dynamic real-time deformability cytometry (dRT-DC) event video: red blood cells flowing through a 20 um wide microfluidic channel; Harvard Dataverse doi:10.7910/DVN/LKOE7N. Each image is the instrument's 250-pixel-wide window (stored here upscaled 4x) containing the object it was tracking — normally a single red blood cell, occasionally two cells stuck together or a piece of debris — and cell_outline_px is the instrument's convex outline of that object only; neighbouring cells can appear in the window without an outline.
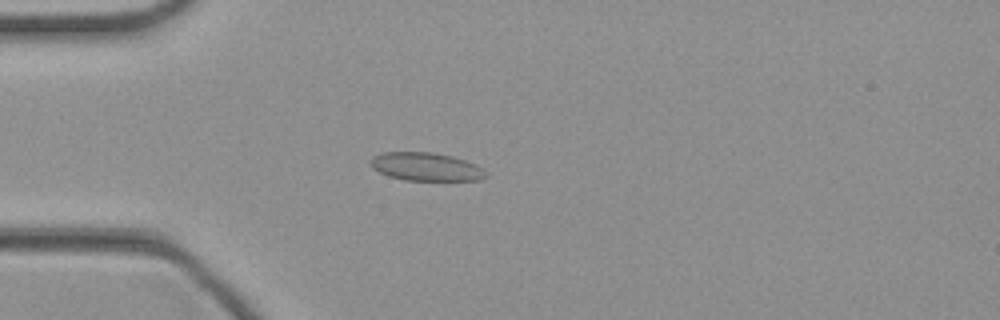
{"species": "common noctule bat (a hibernating species)", "species_latin": "Nyctalus noctula", "temperature_condition": "cold", "stored_images_in_passage": 38, "camera_frame_rate_fps": 3000, "um_per_image_px": 0.085, "animal": {"sex": "female", "body_mass_g": 21.9}, "frame": {"image": 1, "passage_image": 5, "time_ms": 1.333, "image_size_px": [1000, 320], "cell_outline_px": [[488, 176], [480, 180], [404, 180], [388, 176], [372, 168], [368, 160], [372, 156], [380, 152], [432, 152], [452, 156], [476, 164]], "centroid_in_image_um": [36.14, 14.16], "position_along_channel_um": 48.9, "area_um2": 19.02}}
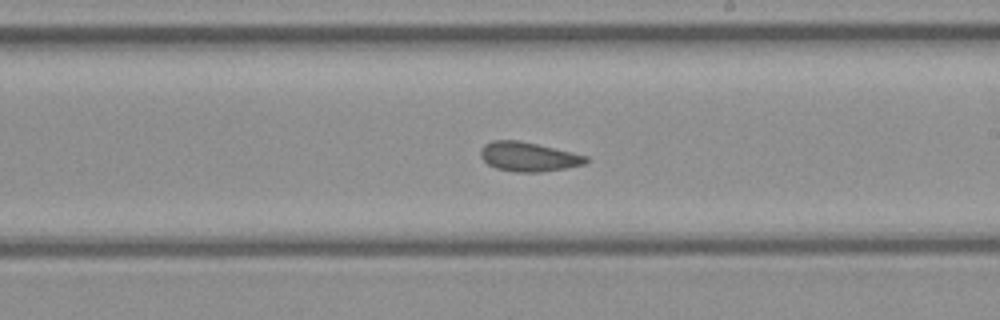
{"frame": {"image": 2, "passage_image": 19, "time_ms": 6.0, "image_size_px": [1000, 320], "cell_outline_px": [[588, 160], [584, 164], [564, 168], [540, 172], [516, 172], [496, 168], [488, 164], [480, 156], [480, 148], [484, 144], [492, 140], [520, 140], [572, 152], [588, 156]], "centroid_in_image_um": [44.89, 13.31], "position_along_channel_um": 244.1, "area_um2": 17.98}}
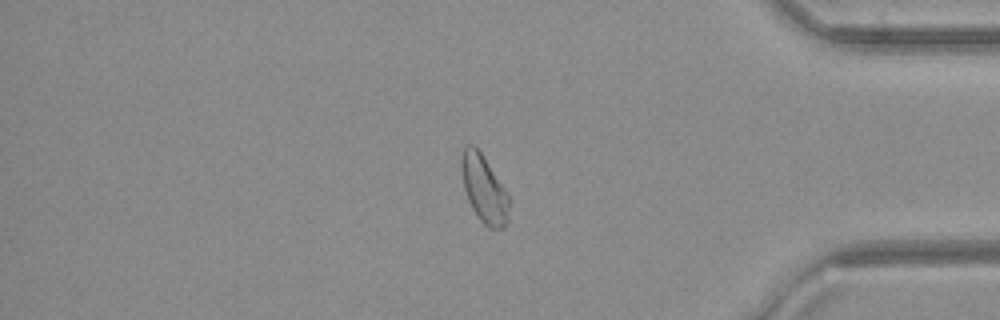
{"frame": {"image": 3, "passage_image": 31, "time_ms": 10.0, "image_size_px": [1000, 320], "cell_outline_px": [[508, 220], [504, 228], [488, 228], [480, 220], [472, 208], [468, 200], [464, 188], [460, 168], [460, 160], [464, 148], [468, 144], [472, 144], [480, 152], [508, 192]], "centroid_in_image_um": [41.13, 16.07], "position_along_channel_um": 394.1, "area_um2": 18.61}}